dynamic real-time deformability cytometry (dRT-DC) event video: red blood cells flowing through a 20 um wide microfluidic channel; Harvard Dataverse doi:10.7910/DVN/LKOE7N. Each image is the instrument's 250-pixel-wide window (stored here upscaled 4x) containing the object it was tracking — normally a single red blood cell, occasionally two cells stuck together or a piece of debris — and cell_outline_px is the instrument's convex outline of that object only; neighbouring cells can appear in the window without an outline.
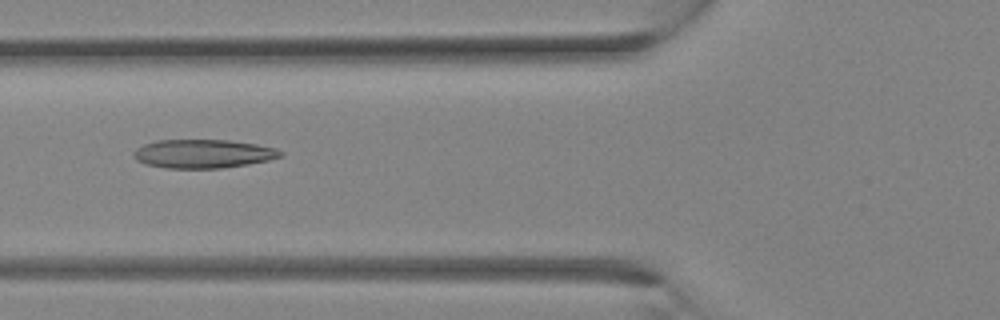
{"species": "Egyptian fruit bat (a non-hibernating species)", "species_latin": "Rousettus aegyptiacus", "temperature_condition": "room temperature", "stored_images_in_passage": 31, "camera_frame_rate_fps": 3000, "um_per_image_px": 0.085, "animal": {"sex": "female"}, "frame": {"image": 1, "passage_image": 12, "time_ms": 3.667, "image_size_px": [1000, 320], "cell_outline_px": [[284, 156], [268, 160], [248, 164], [220, 168], [164, 168], [144, 164], [136, 160], [132, 156], [132, 152], [136, 148], [144, 144], [156, 140], [228, 140], [256, 144], [276, 148], [284, 152]], "centroid_in_image_um": [17.24, 13.07], "position_along_channel_um": 108.6, "area_um2": 24.74}}
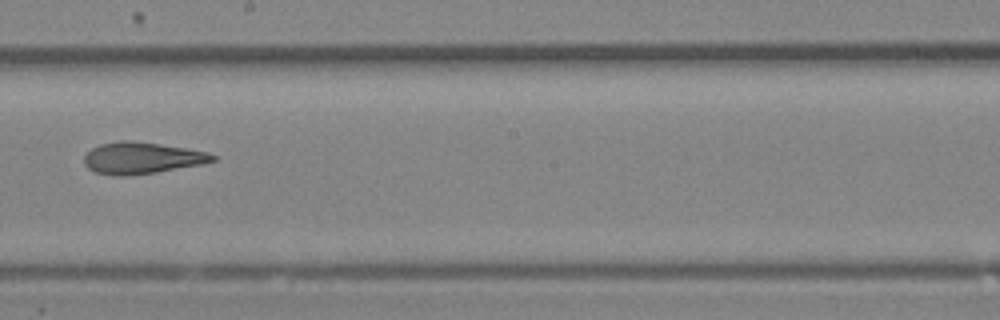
{"frame": {"image": 2, "passage_image": 18, "time_ms": 5.667, "image_size_px": [1000, 320], "cell_outline_px": [[216, 160], [204, 164], [156, 172], [124, 176], [112, 176], [92, 172], [84, 164], [84, 156], [92, 148], [100, 144], [120, 140], [128, 140], [160, 144], [208, 152], [216, 156]], "centroid_in_image_um": [12.03, 13.44], "position_along_channel_um": 236.2, "area_um2": 23.76}}
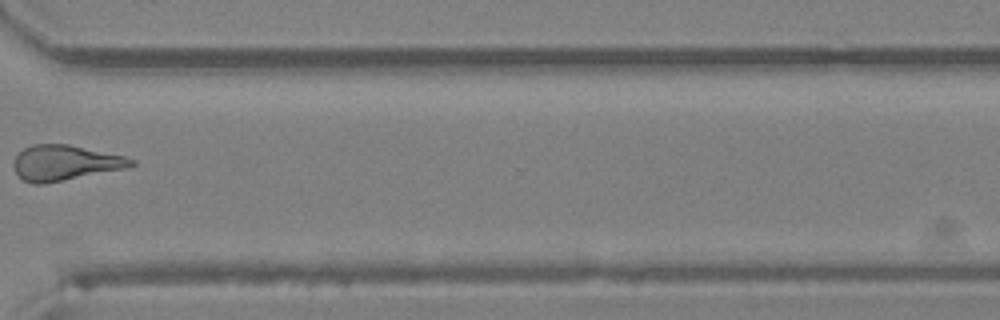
{"frame": {"image": 3, "passage_image": 24, "time_ms": 7.667, "image_size_px": [1000, 320], "cell_outline_px": [[136, 164], [124, 168], [44, 184], [32, 184], [24, 180], [16, 172], [12, 164], [16, 156], [24, 148], [32, 144], [68, 144], [124, 156], [136, 160]], "centroid_in_image_um": [5.5, 13.83], "position_along_channel_um": 365.1, "area_um2": 23.93}}